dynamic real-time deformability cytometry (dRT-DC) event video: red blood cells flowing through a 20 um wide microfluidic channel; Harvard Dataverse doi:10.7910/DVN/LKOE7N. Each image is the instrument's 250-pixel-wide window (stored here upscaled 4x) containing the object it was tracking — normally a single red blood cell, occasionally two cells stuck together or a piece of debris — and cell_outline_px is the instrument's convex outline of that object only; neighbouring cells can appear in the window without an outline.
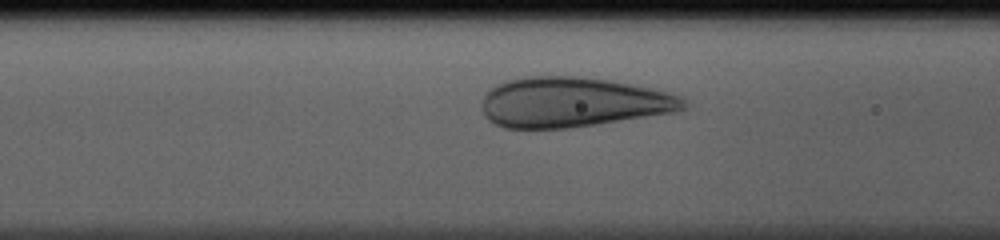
{"species": "human", "species_latin": "Homo sapiens", "temperature_condition": "cold", "stored_images_in_passage": 34, "camera_frame_rate_fps": 3000, "um_per_image_px": 0.085, "donor": {"sex": "male"}, "frame": {"image": 1, "passage_image": 12, "time_ms": 3.667, "image_size_px": [1000, 240], "cell_outline_px": [[684, 108], [676, 112], [596, 124], [568, 128], [504, 128], [488, 120], [484, 116], [484, 92], [496, 84], [508, 80], [524, 76], [576, 76], [612, 80], [668, 92], [680, 96], [684, 100]], "centroid_in_image_um": [48.65, 8.68], "position_along_channel_um": 117.9, "area_um2": 58.61}}
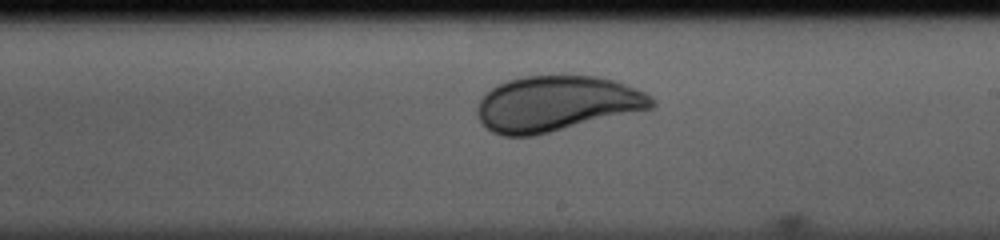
{"frame": {"image": 2, "passage_image": 21, "time_ms": 6.667, "image_size_px": [1000, 240], "cell_outline_px": [[656, 104], [652, 108], [536, 136], [504, 136], [492, 132], [480, 120], [476, 112], [476, 108], [480, 100], [492, 88], [508, 80], [524, 76], [596, 76], [612, 80], [636, 88], [652, 96], [656, 100]], "centroid_in_image_um": [47.32, 8.82], "position_along_channel_um": 241.7, "area_um2": 56.18}}
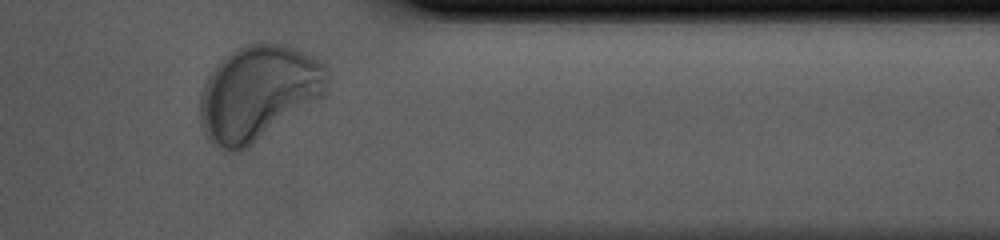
{"frame": {"image": 3, "passage_image": 32, "time_ms": 10.333, "image_size_px": [1000, 240], "cell_outline_px": [[328, 80], [324, 92], [320, 96], [248, 148], [240, 152], [232, 152], [212, 144], [208, 140], [200, 124], [200, 92], [208, 76], [216, 64], [224, 56], [244, 44], [268, 40], [284, 44], [296, 48], [316, 56], [328, 64]], "centroid_in_image_um": [21.93, 7.84], "position_along_channel_um": 389.5, "area_um2": 70.81}}